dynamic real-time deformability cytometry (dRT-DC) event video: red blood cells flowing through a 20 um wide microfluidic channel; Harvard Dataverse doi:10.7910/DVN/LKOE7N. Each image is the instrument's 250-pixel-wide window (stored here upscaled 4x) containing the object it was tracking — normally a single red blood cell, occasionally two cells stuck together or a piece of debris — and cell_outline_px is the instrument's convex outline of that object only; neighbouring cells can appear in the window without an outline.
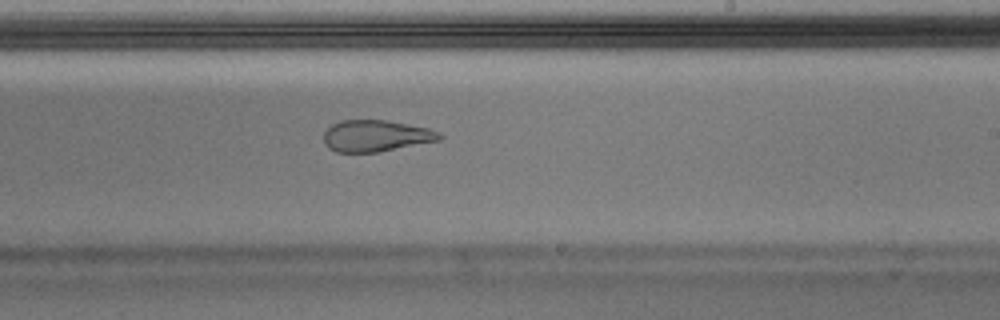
{"species": "Egyptian fruit bat (a non-hibernating species)", "species_latin": "Rousettus aegyptiacus", "temperature_condition": "warm", "stored_images_in_passage": 47, "camera_frame_rate_fps": 3000, "um_per_image_px": 0.085, "animal": {"sex": "male"}, "frame": {"image": 1, "passage_image": 27, "time_ms": 8.667, "image_size_px": [1000, 320], "cell_outline_px": [[444, 136], [440, 140], [380, 152], [336, 152], [328, 148], [324, 144], [324, 132], [332, 124], [340, 120], [388, 120], [428, 128], [440, 132]], "centroid_in_image_um": [31.96, 11.55], "position_along_channel_um": 257.0, "area_um2": 21.44}, "authors_computed_cell_mechanics": {"area_um2": 23.5824, "velocity_mm_per_s": 4.0485, "shape_relaxation_time_tau1_ms": null, "shape_relaxation_time_tau2_ms": 1.7331, "deformation_change_tau1": null, "deformation_change_tau2": 0.0976}}